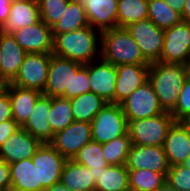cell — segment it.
<instances>
[{"mask_svg":"<svg viewBox=\"0 0 190 191\" xmlns=\"http://www.w3.org/2000/svg\"><path fill=\"white\" fill-rule=\"evenodd\" d=\"M166 182L178 191H190V169L182 165L170 166Z\"/></svg>","mask_w":190,"mask_h":191,"instance_id":"obj_37","label":"cell"},{"mask_svg":"<svg viewBox=\"0 0 190 191\" xmlns=\"http://www.w3.org/2000/svg\"><path fill=\"white\" fill-rule=\"evenodd\" d=\"M175 122L169 111L154 117L128 121V135L133 145L163 146L169 128Z\"/></svg>","mask_w":190,"mask_h":191,"instance_id":"obj_4","label":"cell"},{"mask_svg":"<svg viewBox=\"0 0 190 191\" xmlns=\"http://www.w3.org/2000/svg\"><path fill=\"white\" fill-rule=\"evenodd\" d=\"M44 191H71L68 187H66L62 182H57L53 184L51 187L45 189Z\"/></svg>","mask_w":190,"mask_h":191,"instance_id":"obj_44","label":"cell"},{"mask_svg":"<svg viewBox=\"0 0 190 191\" xmlns=\"http://www.w3.org/2000/svg\"><path fill=\"white\" fill-rule=\"evenodd\" d=\"M125 28L131 34L144 59L149 64L160 60L164 42V30L158 28L148 18L133 22Z\"/></svg>","mask_w":190,"mask_h":191,"instance_id":"obj_7","label":"cell"},{"mask_svg":"<svg viewBox=\"0 0 190 191\" xmlns=\"http://www.w3.org/2000/svg\"><path fill=\"white\" fill-rule=\"evenodd\" d=\"M101 32L91 26L57 34L52 54L81 64L100 59Z\"/></svg>","mask_w":190,"mask_h":191,"instance_id":"obj_1","label":"cell"},{"mask_svg":"<svg viewBox=\"0 0 190 191\" xmlns=\"http://www.w3.org/2000/svg\"><path fill=\"white\" fill-rule=\"evenodd\" d=\"M11 175L10 191H37V167L32 159L9 164Z\"/></svg>","mask_w":190,"mask_h":191,"instance_id":"obj_25","label":"cell"},{"mask_svg":"<svg viewBox=\"0 0 190 191\" xmlns=\"http://www.w3.org/2000/svg\"><path fill=\"white\" fill-rule=\"evenodd\" d=\"M163 149L170 166L181 165L190 155V132L180 122H174L167 132Z\"/></svg>","mask_w":190,"mask_h":191,"instance_id":"obj_21","label":"cell"},{"mask_svg":"<svg viewBox=\"0 0 190 191\" xmlns=\"http://www.w3.org/2000/svg\"><path fill=\"white\" fill-rule=\"evenodd\" d=\"M48 121L54 134L64 130L68 125L74 122L70 99L51 97V109Z\"/></svg>","mask_w":190,"mask_h":191,"instance_id":"obj_33","label":"cell"},{"mask_svg":"<svg viewBox=\"0 0 190 191\" xmlns=\"http://www.w3.org/2000/svg\"><path fill=\"white\" fill-rule=\"evenodd\" d=\"M147 16L148 0H118L117 27H127Z\"/></svg>","mask_w":190,"mask_h":191,"instance_id":"obj_32","label":"cell"},{"mask_svg":"<svg viewBox=\"0 0 190 191\" xmlns=\"http://www.w3.org/2000/svg\"><path fill=\"white\" fill-rule=\"evenodd\" d=\"M26 53H52V28L41 19L30 26L23 27L11 33Z\"/></svg>","mask_w":190,"mask_h":191,"instance_id":"obj_14","label":"cell"},{"mask_svg":"<svg viewBox=\"0 0 190 191\" xmlns=\"http://www.w3.org/2000/svg\"><path fill=\"white\" fill-rule=\"evenodd\" d=\"M148 19L162 30L182 22L181 13L171 9L163 0H148Z\"/></svg>","mask_w":190,"mask_h":191,"instance_id":"obj_30","label":"cell"},{"mask_svg":"<svg viewBox=\"0 0 190 191\" xmlns=\"http://www.w3.org/2000/svg\"><path fill=\"white\" fill-rule=\"evenodd\" d=\"M128 122L121 104L106 103L91 122L92 141L100 144L128 133Z\"/></svg>","mask_w":190,"mask_h":191,"instance_id":"obj_5","label":"cell"},{"mask_svg":"<svg viewBox=\"0 0 190 191\" xmlns=\"http://www.w3.org/2000/svg\"><path fill=\"white\" fill-rule=\"evenodd\" d=\"M2 53V88L17 76L26 51L18 44L12 34L0 31Z\"/></svg>","mask_w":190,"mask_h":191,"instance_id":"obj_19","label":"cell"},{"mask_svg":"<svg viewBox=\"0 0 190 191\" xmlns=\"http://www.w3.org/2000/svg\"><path fill=\"white\" fill-rule=\"evenodd\" d=\"M82 65L52 54L43 94L50 97H62L65 92H71L72 74H76Z\"/></svg>","mask_w":190,"mask_h":191,"instance_id":"obj_11","label":"cell"},{"mask_svg":"<svg viewBox=\"0 0 190 191\" xmlns=\"http://www.w3.org/2000/svg\"><path fill=\"white\" fill-rule=\"evenodd\" d=\"M89 25L85 9L75 0H70L63 17L52 27L53 37L57 34L75 31Z\"/></svg>","mask_w":190,"mask_h":191,"instance_id":"obj_28","label":"cell"},{"mask_svg":"<svg viewBox=\"0 0 190 191\" xmlns=\"http://www.w3.org/2000/svg\"><path fill=\"white\" fill-rule=\"evenodd\" d=\"M156 191H178L177 189H174L172 186H170L167 182L159 187Z\"/></svg>","mask_w":190,"mask_h":191,"instance_id":"obj_47","label":"cell"},{"mask_svg":"<svg viewBox=\"0 0 190 191\" xmlns=\"http://www.w3.org/2000/svg\"><path fill=\"white\" fill-rule=\"evenodd\" d=\"M163 1H165L171 9H174L181 14L184 10L186 3V0H163Z\"/></svg>","mask_w":190,"mask_h":191,"instance_id":"obj_43","label":"cell"},{"mask_svg":"<svg viewBox=\"0 0 190 191\" xmlns=\"http://www.w3.org/2000/svg\"><path fill=\"white\" fill-rule=\"evenodd\" d=\"M190 132V113L179 121Z\"/></svg>","mask_w":190,"mask_h":191,"instance_id":"obj_46","label":"cell"},{"mask_svg":"<svg viewBox=\"0 0 190 191\" xmlns=\"http://www.w3.org/2000/svg\"><path fill=\"white\" fill-rule=\"evenodd\" d=\"M100 58L115 66L149 64L125 27H114L101 32Z\"/></svg>","mask_w":190,"mask_h":191,"instance_id":"obj_3","label":"cell"},{"mask_svg":"<svg viewBox=\"0 0 190 191\" xmlns=\"http://www.w3.org/2000/svg\"><path fill=\"white\" fill-rule=\"evenodd\" d=\"M87 92H91L88 76V64H83L77 70L76 74H72L71 92H65L62 97L72 99Z\"/></svg>","mask_w":190,"mask_h":191,"instance_id":"obj_36","label":"cell"},{"mask_svg":"<svg viewBox=\"0 0 190 191\" xmlns=\"http://www.w3.org/2000/svg\"><path fill=\"white\" fill-rule=\"evenodd\" d=\"M88 76L91 92L107 103H115L117 66L100 58L88 63Z\"/></svg>","mask_w":190,"mask_h":191,"instance_id":"obj_13","label":"cell"},{"mask_svg":"<svg viewBox=\"0 0 190 191\" xmlns=\"http://www.w3.org/2000/svg\"><path fill=\"white\" fill-rule=\"evenodd\" d=\"M190 66L174 63L153 62L149 67L148 81L152 85L160 106L171 111L188 76Z\"/></svg>","mask_w":190,"mask_h":191,"instance_id":"obj_2","label":"cell"},{"mask_svg":"<svg viewBox=\"0 0 190 191\" xmlns=\"http://www.w3.org/2000/svg\"><path fill=\"white\" fill-rule=\"evenodd\" d=\"M160 62L190 66V22L182 21L164 30Z\"/></svg>","mask_w":190,"mask_h":191,"instance_id":"obj_8","label":"cell"},{"mask_svg":"<svg viewBox=\"0 0 190 191\" xmlns=\"http://www.w3.org/2000/svg\"><path fill=\"white\" fill-rule=\"evenodd\" d=\"M95 191H130L126 165L102 167V172L95 182Z\"/></svg>","mask_w":190,"mask_h":191,"instance_id":"obj_26","label":"cell"},{"mask_svg":"<svg viewBox=\"0 0 190 191\" xmlns=\"http://www.w3.org/2000/svg\"><path fill=\"white\" fill-rule=\"evenodd\" d=\"M150 64L117 66L115 103L121 104L133 91L148 81Z\"/></svg>","mask_w":190,"mask_h":191,"instance_id":"obj_18","label":"cell"},{"mask_svg":"<svg viewBox=\"0 0 190 191\" xmlns=\"http://www.w3.org/2000/svg\"><path fill=\"white\" fill-rule=\"evenodd\" d=\"M175 122H179L190 113V74L185 78L175 107L170 111Z\"/></svg>","mask_w":190,"mask_h":191,"instance_id":"obj_38","label":"cell"},{"mask_svg":"<svg viewBox=\"0 0 190 191\" xmlns=\"http://www.w3.org/2000/svg\"><path fill=\"white\" fill-rule=\"evenodd\" d=\"M3 89L11 99L13 119L22 127L32 113L38 98L43 93L34 89L21 88L11 83L6 84Z\"/></svg>","mask_w":190,"mask_h":191,"instance_id":"obj_23","label":"cell"},{"mask_svg":"<svg viewBox=\"0 0 190 191\" xmlns=\"http://www.w3.org/2000/svg\"><path fill=\"white\" fill-rule=\"evenodd\" d=\"M42 144L20 127L0 146V159L8 164L31 159Z\"/></svg>","mask_w":190,"mask_h":191,"instance_id":"obj_15","label":"cell"},{"mask_svg":"<svg viewBox=\"0 0 190 191\" xmlns=\"http://www.w3.org/2000/svg\"><path fill=\"white\" fill-rule=\"evenodd\" d=\"M52 53H26L11 84L44 92Z\"/></svg>","mask_w":190,"mask_h":191,"instance_id":"obj_9","label":"cell"},{"mask_svg":"<svg viewBox=\"0 0 190 191\" xmlns=\"http://www.w3.org/2000/svg\"><path fill=\"white\" fill-rule=\"evenodd\" d=\"M12 0H0V29L6 23L9 13Z\"/></svg>","mask_w":190,"mask_h":191,"instance_id":"obj_42","label":"cell"},{"mask_svg":"<svg viewBox=\"0 0 190 191\" xmlns=\"http://www.w3.org/2000/svg\"><path fill=\"white\" fill-rule=\"evenodd\" d=\"M127 169H147L167 175L170 165L163 146L133 145L126 163Z\"/></svg>","mask_w":190,"mask_h":191,"instance_id":"obj_16","label":"cell"},{"mask_svg":"<svg viewBox=\"0 0 190 191\" xmlns=\"http://www.w3.org/2000/svg\"><path fill=\"white\" fill-rule=\"evenodd\" d=\"M40 20L37 0H12L8 19L0 31L11 34Z\"/></svg>","mask_w":190,"mask_h":191,"instance_id":"obj_22","label":"cell"},{"mask_svg":"<svg viewBox=\"0 0 190 191\" xmlns=\"http://www.w3.org/2000/svg\"><path fill=\"white\" fill-rule=\"evenodd\" d=\"M86 11L89 25L102 32L117 27L118 0H75Z\"/></svg>","mask_w":190,"mask_h":191,"instance_id":"obj_17","label":"cell"},{"mask_svg":"<svg viewBox=\"0 0 190 191\" xmlns=\"http://www.w3.org/2000/svg\"><path fill=\"white\" fill-rule=\"evenodd\" d=\"M181 16L183 21L190 22V0H186L185 7Z\"/></svg>","mask_w":190,"mask_h":191,"instance_id":"obj_45","label":"cell"},{"mask_svg":"<svg viewBox=\"0 0 190 191\" xmlns=\"http://www.w3.org/2000/svg\"><path fill=\"white\" fill-rule=\"evenodd\" d=\"M60 182L71 191H95V181L91 171L72 159H67L65 162Z\"/></svg>","mask_w":190,"mask_h":191,"instance_id":"obj_24","label":"cell"},{"mask_svg":"<svg viewBox=\"0 0 190 191\" xmlns=\"http://www.w3.org/2000/svg\"><path fill=\"white\" fill-rule=\"evenodd\" d=\"M11 190L10 166L0 159V191Z\"/></svg>","mask_w":190,"mask_h":191,"instance_id":"obj_41","label":"cell"},{"mask_svg":"<svg viewBox=\"0 0 190 191\" xmlns=\"http://www.w3.org/2000/svg\"><path fill=\"white\" fill-rule=\"evenodd\" d=\"M74 121L91 123L95 115L106 105V101L93 92L70 99Z\"/></svg>","mask_w":190,"mask_h":191,"instance_id":"obj_27","label":"cell"},{"mask_svg":"<svg viewBox=\"0 0 190 191\" xmlns=\"http://www.w3.org/2000/svg\"><path fill=\"white\" fill-rule=\"evenodd\" d=\"M130 191H156L166 183V174L147 169H128Z\"/></svg>","mask_w":190,"mask_h":191,"instance_id":"obj_31","label":"cell"},{"mask_svg":"<svg viewBox=\"0 0 190 191\" xmlns=\"http://www.w3.org/2000/svg\"><path fill=\"white\" fill-rule=\"evenodd\" d=\"M127 122L154 117L163 112L158 97L149 81L139 86L121 103Z\"/></svg>","mask_w":190,"mask_h":191,"instance_id":"obj_10","label":"cell"},{"mask_svg":"<svg viewBox=\"0 0 190 191\" xmlns=\"http://www.w3.org/2000/svg\"><path fill=\"white\" fill-rule=\"evenodd\" d=\"M40 19L52 28L62 17L70 0H37Z\"/></svg>","mask_w":190,"mask_h":191,"instance_id":"obj_35","label":"cell"},{"mask_svg":"<svg viewBox=\"0 0 190 191\" xmlns=\"http://www.w3.org/2000/svg\"><path fill=\"white\" fill-rule=\"evenodd\" d=\"M92 141L91 123L74 121L57 132L50 144L66 159H73L79 150Z\"/></svg>","mask_w":190,"mask_h":191,"instance_id":"obj_12","label":"cell"},{"mask_svg":"<svg viewBox=\"0 0 190 191\" xmlns=\"http://www.w3.org/2000/svg\"><path fill=\"white\" fill-rule=\"evenodd\" d=\"M50 109L51 97L42 94L38 98L26 123L22 126L24 130L33 137L38 138L42 143H50L55 135L48 121Z\"/></svg>","mask_w":190,"mask_h":191,"instance_id":"obj_20","label":"cell"},{"mask_svg":"<svg viewBox=\"0 0 190 191\" xmlns=\"http://www.w3.org/2000/svg\"><path fill=\"white\" fill-rule=\"evenodd\" d=\"M131 146L127 133L102 144V154L109 165H126Z\"/></svg>","mask_w":190,"mask_h":191,"instance_id":"obj_34","label":"cell"},{"mask_svg":"<svg viewBox=\"0 0 190 191\" xmlns=\"http://www.w3.org/2000/svg\"><path fill=\"white\" fill-rule=\"evenodd\" d=\"M72 160L87 167L93 174L95 182L102 172V167L110 166L102 154V144L95 141L84 145Z\"/></svg>","mask_w":190,"mask_h":191,"instance_id":"obj_29","label":"cell"},{"mask_svg":"<svg viewBox=\"0 0 190 191\" xmlns=\"http://www.w3.org/2000/svg\"><path fill=\"white\" fill-rule=\"evenodd\" d=\"M8 119H13L11 99L9 94L0 88V123Z\"/></svg>","mask_w":190,"mask_h":191,"instance_id":"obj_39","label":"cell"},{"mask_svg":"<svg viewBox=\"0 0 190 191\" xmlns=\"http://www.w3.org/2000/svg\"><path fill=\"white\" fill-rule=\"evenodd\" d=\"M181 165L190 169V155L181 163Z\"/></svg>","mask_w":190,"mask_h":191,"instance_id":"obj_48","label":"cell"},{"mask_svg":"<svg viewBox=\"0 0 190 191\" xmlns=\"http://www.w3.org/2000/svg\"><path fill=\"white\" fill-rule=\"evenodd\" d=\"M2 53H1V49H0V88H2Z\"/></svg>","mask_w":190,"mask_h":191,"instance_id":"obj_49","label":"cell"},{"mask_svg":"<svg viewBox=\"0 0 190 191\" xmlns=\"http://www.w3.org/2000/svg\"><path fill=\"white\" fill-rule=\"evenodd\" d=\"M20 128L14 119H8L0 123V146Z\"/></svg>","mask_w":190,"mask_h":191,"instance_id":"obj_40","label":"cell"},{"mask_svg":"<svg viewBox=\"0 0 190 191\" xmlns=\"http://www.w3.org/2000/svg\"><path fill=\"white\" fill-rule=\"evenodd\" d=\"M31 159L37 167V191H44L61 180L67 159L50 143H43Z\"/></svg>","mask_w":190,"mask_h":191,"instance_id":"obj_6","label":"cell"}]
</instances>
